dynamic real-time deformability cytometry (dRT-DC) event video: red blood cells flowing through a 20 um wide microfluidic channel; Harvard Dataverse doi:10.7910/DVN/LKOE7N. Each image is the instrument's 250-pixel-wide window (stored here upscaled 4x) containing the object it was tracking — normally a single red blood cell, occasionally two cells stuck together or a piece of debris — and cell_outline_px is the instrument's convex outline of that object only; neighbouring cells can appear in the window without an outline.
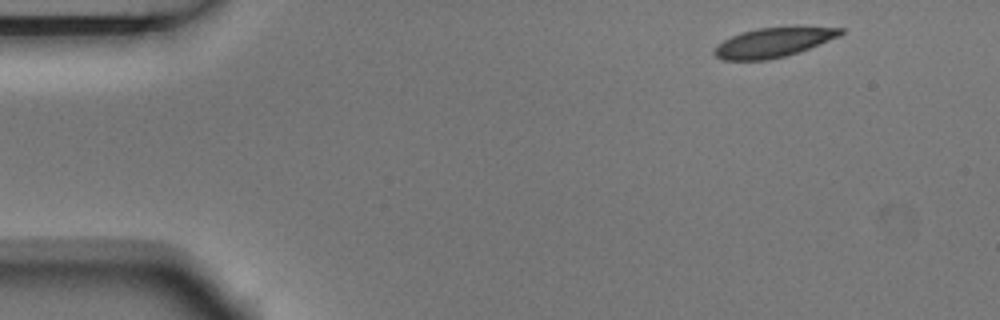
{"species": "Egyptian fruit bat (a non-hibernating species)", "species_latin": "Rousettus aegyptiacus", "temperature_condition": "room temperature", "stored_images_in_passage": 5, "segment_of_instrument_passage": [1, 2], "camera_frame_rate_fps": 3000, "um_per_image_px": 0.085, "animal": {"sex": "male"}, "frame": {"image": 1, "passage_image": 1, "time_ms": 0.0, "image_size_px": [1000, 320], "cell_outline_px": [[844, 32], [840, 36], [808, 48], [784, 56], [764, 60], [724, 60], [716, 56], [712, 52], [716, 44], [740, 32], [756, 28], [796, 24], [844, 28]], "centroid_in_image_um": [65.77, 3.54], "position_along_channel_um": 19.2, "area_um2": 22.37}}
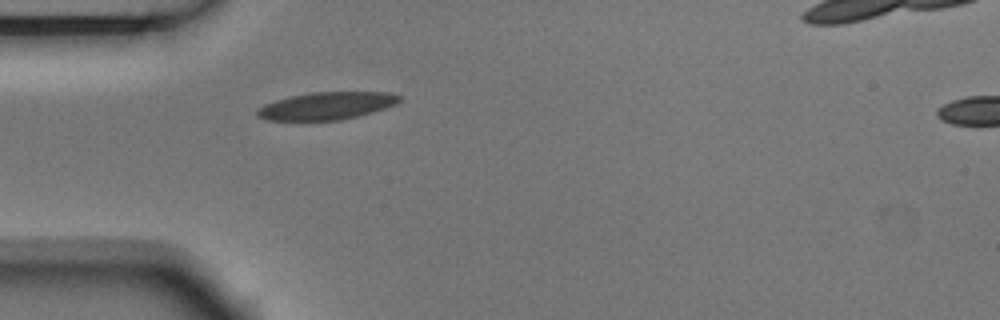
{"frame": {"image": 2, "passage_image": 4, "time_ms": 1.0, "image_size_px": [1000, 320], "cell_outline_px": [[404, 100], [396, 104], [372, 112], [340, 120], [268, 120], [256, 116], [256, 108], [264, 104], [276, 100], [292, 96], [312, 92], [388, 92], [400, 96]], "centroid_in_image_um": [27.76, 8.99], "position_along_channel_um": 57.2, "area_um2": 22.72}}